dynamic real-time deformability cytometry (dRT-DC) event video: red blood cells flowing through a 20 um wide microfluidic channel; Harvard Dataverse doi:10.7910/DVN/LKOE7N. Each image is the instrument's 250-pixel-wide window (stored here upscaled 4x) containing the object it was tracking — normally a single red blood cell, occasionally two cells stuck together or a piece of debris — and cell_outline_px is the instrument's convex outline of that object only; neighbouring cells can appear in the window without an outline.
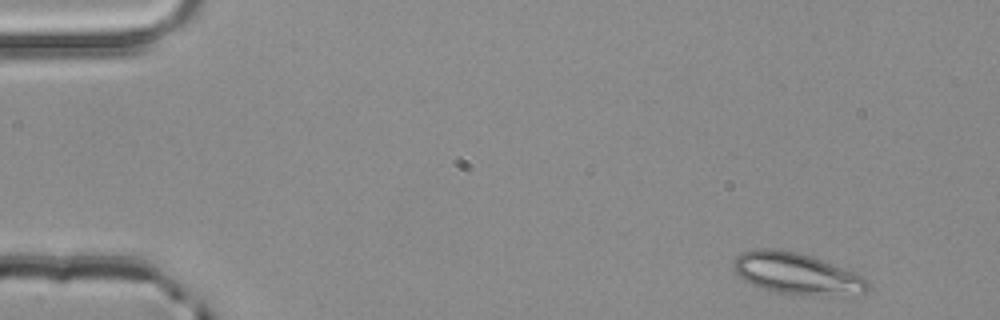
{"species": "common noctule bat (a hibernating species)", "species_latin": "Nyctalus noctula", "temperature_condition": "room temperature", "stored_images_in_passage": 3, "camera_frame_rate_fps": 3000, "um_per_image_px": 0.085, "animal": {"sex": "male", "body_mass_g": 20.4}, "frame": {"image": 1, "passage_image": 1, "time_ms": 0.0, "image_size_px": [1000, 320], "cell_outline_px": [[868, 288], [864, 292], [776, 292], [760, 288], [744, 280], [732, 268], [732, 264], [736, 256], [740, 252], [760, 248], [768, 248], [796, 252], [812, 256], [864, 276], [868, 280]], "centroid_in_image_um": [67.59, 23.17], "position_along_channel_um": 17.4, "area_um2": 30.92}}